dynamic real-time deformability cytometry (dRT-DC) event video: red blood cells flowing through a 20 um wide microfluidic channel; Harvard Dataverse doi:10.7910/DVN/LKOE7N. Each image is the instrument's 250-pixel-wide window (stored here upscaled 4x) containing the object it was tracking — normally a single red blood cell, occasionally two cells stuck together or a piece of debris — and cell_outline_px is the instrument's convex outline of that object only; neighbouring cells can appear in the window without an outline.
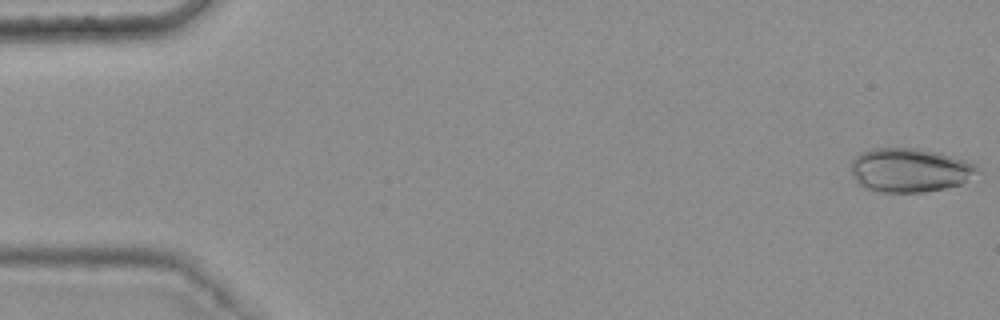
{"species": "common noctule bat (a hibernating species)", "species_latin": "Nyctalus noctula", "temperature_condition": "warm", "stored_images_in_passage": 47, "camera_frame_rate_fps": 3000, "um_per_image_px": 0.085, "animal": {"sex": "female", "body_mass_g": 25.1}, "frame": {"image": 1, "passage_image": 1, "time_ms": 0.0, "image_size_px": [1000, 320], "cell_outline_px": [[980, 168], [960, 184], [944, 188], [924, 192], [884, 192], [864, 188], [852, 176], [852, 160], [860, 152], [872, 148], [916, 148], [936, 152], [964, 160], [976, 164]], "centroid_in_image_um": [77.28, 14.45], "position_along_channel_um": 7.7, "area_um2": 31.96}}
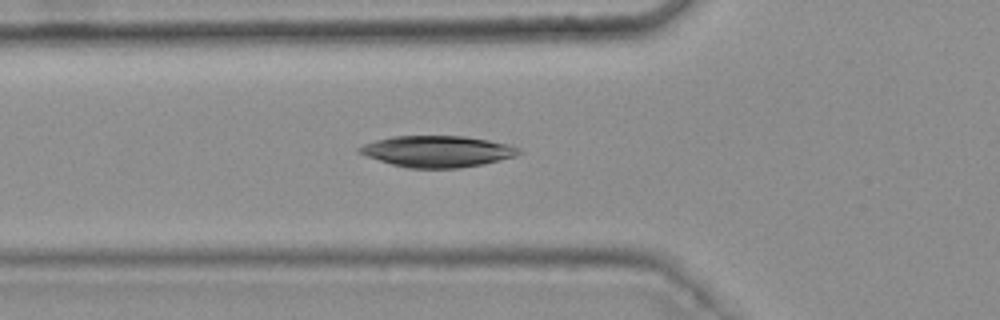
{"frame": {"image": 2, "passage_image": 19, "time_ms": 6.0, "image_size_px": [1000, 320], "cell_outline_px": [[524, 152], [516, 156], [484, 164], [460, 168], [408, 168], [392, 164], [356, 152], [356, 148], [364, 144], [376, 140], [392, 136], [464, 136], [488, 140], [508, 144], [520, 148]], "centroid_in_image_um": [37.2, 12.87], "position_along_channel_um": 88.6, "area_um2": 29.19}}
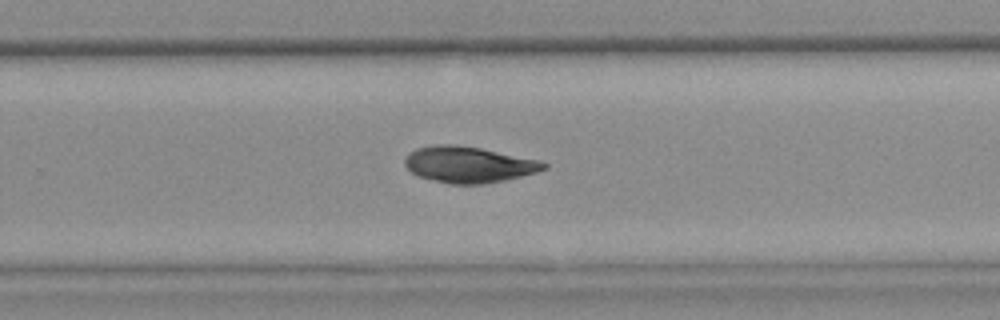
{"frame": {"image": 3, "passage_image": 35, "time_ms": 11.333, "image_size_px": [1000, 320], "cell_outline_px": [[548, 168], [536, 172], [504, 180], [484, 184], [452, 184], [420, 176], [412, 172], [404, 164], [404, 160], [416, 148], [436, 144], [456, 144], [480, 148], [540, 160], [548, 164]], "centroid_in_image_um": [39.87, 13.98], "position_along_channel_um": 289.9, "area_um2": 28.96}, "authors_computed_cell_mechanics": {"area_um2": 29.1312, "velocity_mm_per_s": 3.7696, "shape_relaxation_time_tau1_ms": 4.3265, "shape_relaxation_time_tau2_ms": null, "deformation_change_tau1": 0.0978, "deformation_change_tau2": null}}